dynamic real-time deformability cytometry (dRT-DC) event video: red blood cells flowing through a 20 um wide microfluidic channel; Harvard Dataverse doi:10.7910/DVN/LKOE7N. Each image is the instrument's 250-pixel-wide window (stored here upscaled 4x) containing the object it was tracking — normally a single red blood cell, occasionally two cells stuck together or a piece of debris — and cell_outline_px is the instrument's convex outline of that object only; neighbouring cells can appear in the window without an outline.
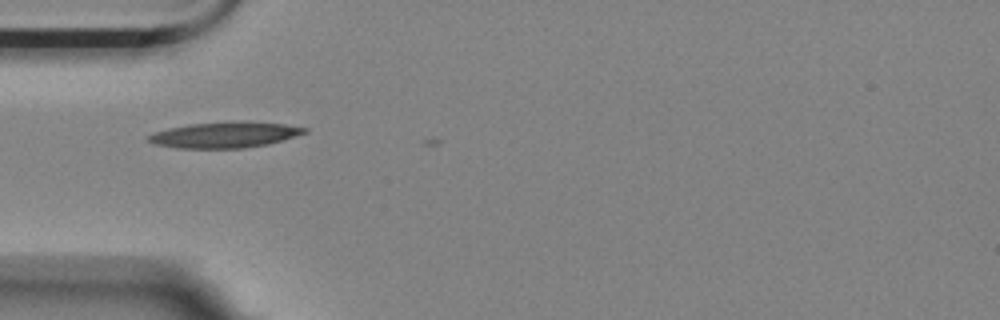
{"species": "Egyptian fruit bat (a non-hibernating species)", "species_latin": "Rousettus aegyptiacus", "temperature_condition": "room temperature", "stored_images_in_passage": 6, "camera_frame_rate_fps": 3000, "um_per_image_px": 0.085, "animal": {"sex": "female"}, "frame": {"image": 1, "passage_image": 5, "time_ms": 1.333, "image_size_px": [1000, 320], "cell_outline_px": [[308, 132], [268, 144], [240, 148], [176, 148], [156, 144], [144, 140], [152, 132], [168, 128], [188, 124], [232, 120], [248, 120], [284, 124], [308, 128]], "centroid_in_image_um": [19.08, 11.43], "position_along_channel_um": 65.9, "area_um2": 23.93}}